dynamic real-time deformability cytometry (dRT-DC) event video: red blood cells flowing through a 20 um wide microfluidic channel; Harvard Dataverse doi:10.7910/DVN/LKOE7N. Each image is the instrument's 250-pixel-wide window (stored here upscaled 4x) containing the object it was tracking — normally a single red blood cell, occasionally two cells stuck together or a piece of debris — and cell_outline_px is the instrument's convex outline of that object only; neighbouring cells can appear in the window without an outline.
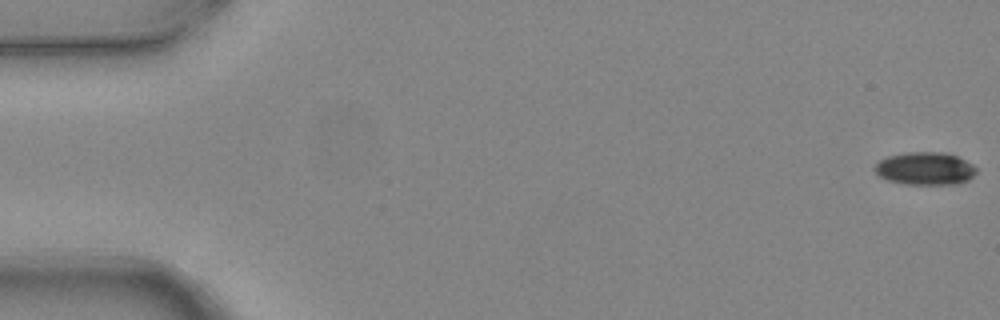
{"species": "common noctule bat (a hibernating species)", "species_latin": "Nyctalus noctula", "temperature_condition": "warm", "stored_images_in_passage": 5, "camera_frame_rate_fps": 3000, "um_per_image_px": 0.085, "animal": {"sex": "female", "body_mass_g": 24.6, "forearm_length_mm": 56.2}, "frame": {"image": 1, "passage_image": 1, "time_ms": 0.0, "image_size_px": [1000, 320], "cell_outline_px": [[976, 172], [968, 180], [960, 184], [904, 184], [888, 180], [880, 176], [872, 168], [880, 160], [888, 156], [908, 152], [944, 152], [956, 156], [972, 164], [976, 168]], "centroid_in_image_um": [78.63, 14.33], "position_along_channel_um": 6.4, "area_um2": 19.36}}
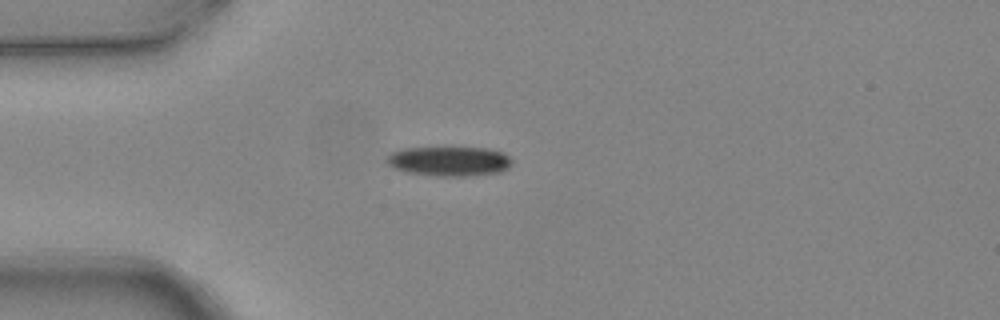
{"frame": {"image": 2, "passage_image": 4, "time_ms": 1.0, "image_size_px": [1000, 320], "cell_outline_px": [[512, 164], [508, 168], [500, 172], [464, 176], [440, 176], [408, 172], [392, 168], [388, 164], [388, 156], [392, 152], [400, 148], [488, 148], [504, 152], [512, 160]], "centroid_in_image_um": [38.21, 13.7], "position_along_channel_um": 46.8, "area_um2": 21.5}}